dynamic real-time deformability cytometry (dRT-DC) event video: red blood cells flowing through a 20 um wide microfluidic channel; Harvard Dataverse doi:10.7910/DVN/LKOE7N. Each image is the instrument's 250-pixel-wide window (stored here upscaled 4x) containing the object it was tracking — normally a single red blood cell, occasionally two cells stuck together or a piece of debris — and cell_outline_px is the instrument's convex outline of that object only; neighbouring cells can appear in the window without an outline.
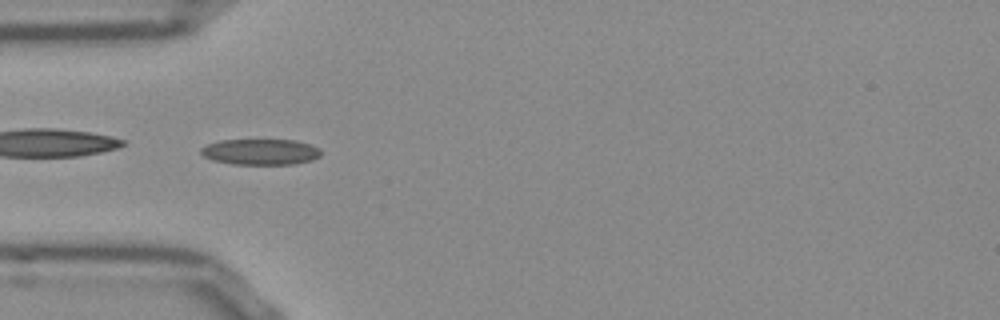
{"species": "Egyptian fruit bat (a non-hibernating species)", "species_latin": "Rousettus aegyptiacus", "temperature_condition": "room temperature", "stored_images_in_passage": 53, "camera_frame_rate_fps": 3000, "um_per_image_px": 0.085, "frame": {"image": 1, "passage_image": 16, "time_ms": 5.0, "image_size_px": [1000, 320], "cell_outline_px": [[320, 156], [312, 160], [296, 164], [232, 164], [212, 160], [204, 156], [200, 152], [200, 148], [208, 144], [220, 140], [292, 140], [308, 144], [320, 148]], "centroid_in_image_um": [22.13, 12.91], "position_along_channel_um": 62.9, "area_um2": 18.03}}
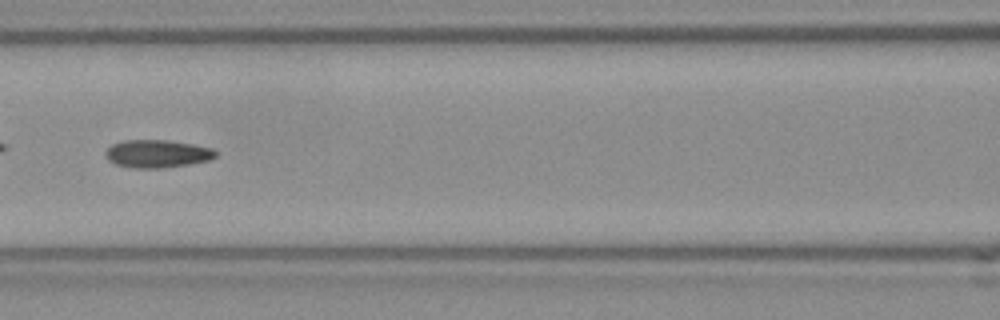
{"frame": {"image": 2, "passage_image": 23, "time_ms": 7.333, "image_size_px": [1000, 320], "cell_outline_px": [[216, 156], [208, 160], [188, 164], [160, 168], [136, 168], [116, 164], [108, 160], [104, 152], [112, 144], [124, 140], [168, 140], [192, 144], [212, 148], [216, 152]], "centroid_in_image_um": [13.34, 13.06], "position_along_channel_um": 153.3, "area_um2": 17.69}}
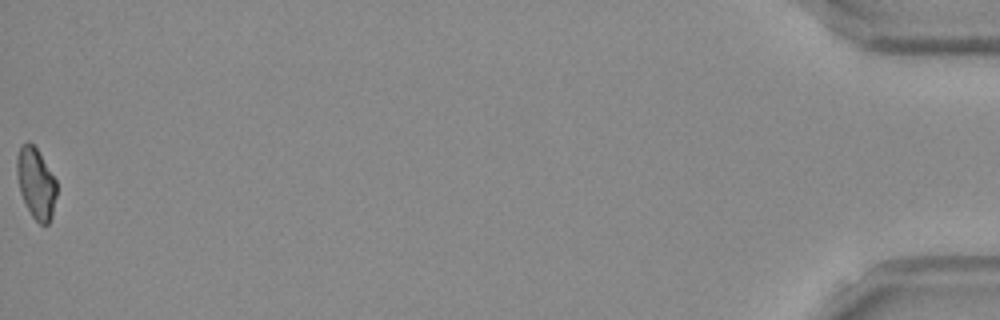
{"frame": {"image": 3, "passage_image": 53, "time_ms": 17.333, "image_size_px": [1000, 320], "cell_outline_px": [[56, 196], [52, 216], [48, 224], [40, 224], [32, 216], [20, 192], [16, 172], [16, 156], [20, 148], [28, 140], [36, 148], [56, 180]], "centroid_in_image_um": [3.05, 15.57], "position_along_channel_um": 432.1, "area_um2": 16.18}, "authors_computed_cell_mechanics": {"area_um2": 17.2244, "velocity_mm_per_s": 3.8496, "shape_relaxation_time_tau1_ms": null, "shape_relaxation_time_tau2_ms": 3.1186, "deformation_change_tau1": null, "deformation_change_tau2": 0.0962}}